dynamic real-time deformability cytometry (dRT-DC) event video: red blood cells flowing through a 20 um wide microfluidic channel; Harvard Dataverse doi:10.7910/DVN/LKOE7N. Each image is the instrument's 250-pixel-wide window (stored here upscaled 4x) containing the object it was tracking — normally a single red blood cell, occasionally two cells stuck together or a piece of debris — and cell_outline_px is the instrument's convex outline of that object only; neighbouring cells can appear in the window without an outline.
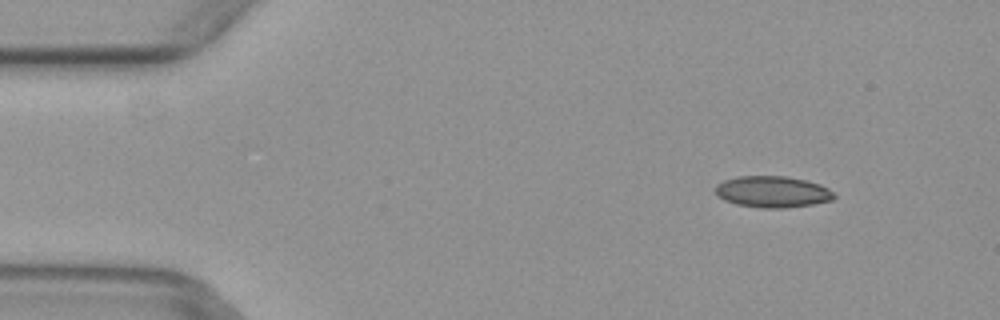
{"species": "common noctule bat (a hibernating species)", "species_latin": "Nyctalus noctula", "temperature_condition": "warm", "stored_images_in_passage": 5, "camera_frame_rate_fps": 3000, "um_per_image_px": 0.085, "animal": {"sex": "female", "body_mass_g": 29.2, "forearm_length_mm": 56.3}, "frame": {"image": 1, "passage_image": 5, "time_ms": 1.333, "image_size_px": [1000, 320], "cell_outline_px": [[836, 196], [832, 200], [812, 204], [784, 208], [760, 208], [736, 204], [724, 200], [716, 196], [716, 184], [724, 180], [736, 176], [784, 176], [804, 180], [820, 184], [828, 188]], "centroid_in_image_um": [65.63, 16.3], "position_along_channel_um": 19.4, "area_um2": 21.73}}